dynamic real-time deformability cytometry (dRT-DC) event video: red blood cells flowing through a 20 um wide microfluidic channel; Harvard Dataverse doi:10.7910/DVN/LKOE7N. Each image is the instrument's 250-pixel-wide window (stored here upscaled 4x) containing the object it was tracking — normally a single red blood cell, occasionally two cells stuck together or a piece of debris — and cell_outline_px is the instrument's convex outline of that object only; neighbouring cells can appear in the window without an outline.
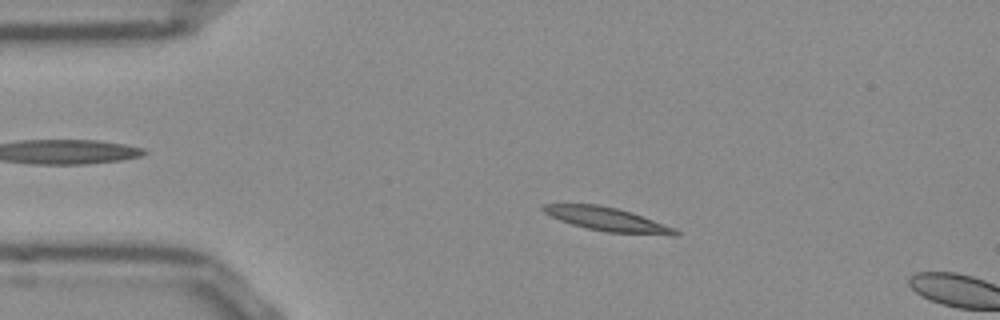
{"species": "Egyptian fruit bat (a non-hibernating species)", "species_latin": "Rousettus aegyptiacus", "temperature_condition": "room temperature", "stored_images_in_passage": 13, "camera_frame_rate_fps": 3000, "um_per_image_px": 0.085, "frame": {"image": 1, "passage_image": 10, "time_ms": 3.0, "image_size_px": [1000, 320], "cell_outline_px": [[680, 236], [672, 236], [608, 232], [588, 228], [572, 224], [560, 220], [544, 212], [540, 208], [544, 204], [596, 204], [616, 208], [632, 212], [676, 228], [680, 232]], "centroid_in_image_um": [51.71, 18.65], "position_along_channel_um": 33.3, "area_um2": 18.26}}